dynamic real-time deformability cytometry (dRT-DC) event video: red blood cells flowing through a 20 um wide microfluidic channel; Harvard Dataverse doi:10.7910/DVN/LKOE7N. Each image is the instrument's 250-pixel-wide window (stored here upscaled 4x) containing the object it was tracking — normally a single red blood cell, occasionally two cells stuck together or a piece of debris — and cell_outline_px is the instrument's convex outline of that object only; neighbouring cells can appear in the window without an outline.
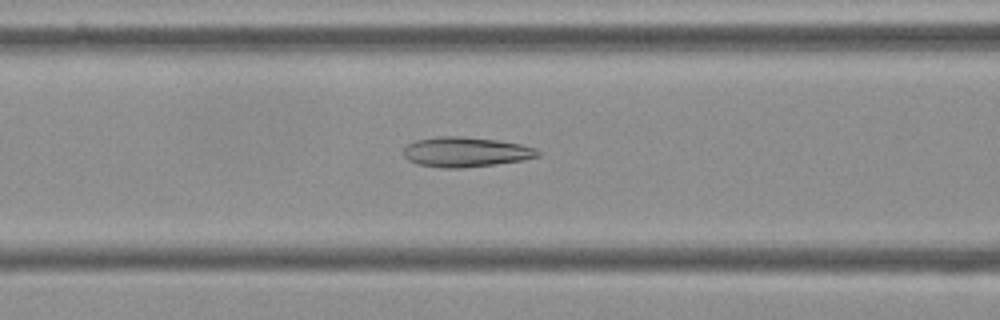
{"species": "Egyptian fruit bat (a non-hibernating species)", "species_latin": "Rousettus aegyptiacus", "temperature_condition": "cold", "stored_images_in_passage": 39, "camera_frame_rate_fps": 3000, "um_per_image_px": 0.085, "frame": {"image": 1, "passage_image": 12, "time_ms": 3.667, "image_size_px": [1000, 320], "cell_outline_px": [[540, 156], [524, 160], [496, 164], [460, 168], [444, 168], [416, 164], [408, 160], [400, 152], [408, 144], [416, 140], [440, 136], [460, 136], [496, 140], [520, 144], [536, 148], [540, 152]], "centroid_in_image_um": [39.56, 12.92], "position_along_channel_um": 127.0, "area_um2": 23.52}}
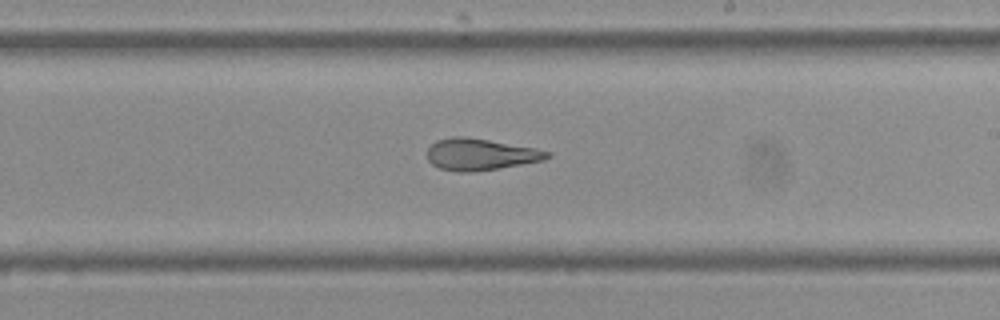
{"frame": {"image": 2, "passage_image": 22, "time_ms": 7.0, "image_size_px": [1000, 320], "cell_outline_px": [[552, 156], [544, 160], [472, 172], [456, 172], [440, 168], [432, 164], [428, 160], [428, 148], [436, 140], [452, 136], [464, 136], [536, 148], [552, 152]], "centroid_in_image_um": [40.83, 13.11], "position_along_channel_um": 248.2, "area_um2": 22.02}}
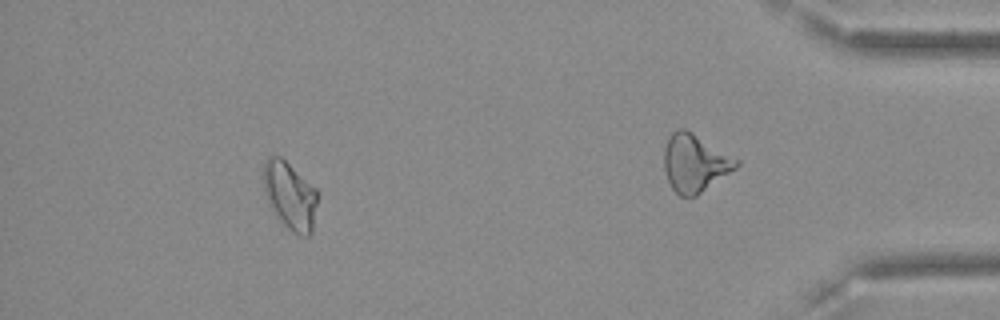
{"frame": {"image": 3, "passage_image": 33, "time_ms": 10.667, "image_size_px": [1000, 320], "cell_outline_px": [[316, 204], [312, 232], [308, 236], [300, 236], [292, 232], [280, 220], [268, 204], [264, 192], [264, 160], [268, 156], [280, 156], [316, 188]], "centroid_in_image_um": [24.63, 16.63], "position_along_channel_um": 410.6, "area_um2": 21.1}, "authors_computed_cell_mechanics": {"area_um2": 22.831, "velocity_mm_per_s": 3.6316, "shape_relaxation_time_tau1_ms": null, "shape_relaxation_time_tau2_ms": 2.6864, "deformation_change_tau1": null, "deformation_change_tau2": 0.1186}}